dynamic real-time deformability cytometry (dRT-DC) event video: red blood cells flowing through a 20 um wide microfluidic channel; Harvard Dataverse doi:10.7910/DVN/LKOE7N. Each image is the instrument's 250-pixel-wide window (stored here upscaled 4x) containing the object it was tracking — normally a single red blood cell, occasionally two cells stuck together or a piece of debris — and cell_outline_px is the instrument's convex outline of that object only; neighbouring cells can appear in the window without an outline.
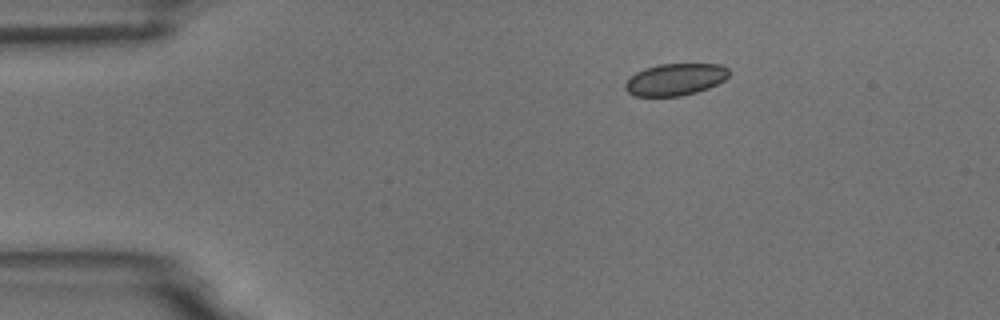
{"species": "common noctule bat (a hibernating species)", "species_latin": "Nyctalus noctula", "temperature_condition": "room temperature", "stored_images_in_passage": 3, "camera_frame_rate_fps": 3000, "um_per_image_px": 0.085, "animal": {"sex": "male", "body_mass_g": 18.8}, "frame": {"image": 1, "passage_image": 3, "time_ms": 2.333, "image_size_px": [1000, 320], "cell_outline_px": [[728, 76], [724, 80], [708, 88], [696, 92], [680, 96], [636, 96], [628, 92], [624, 88], [624, 84], [636, 72], [644, 68], [660, 64], [720, 64], [728, 68]], "centroid_in_image_um": [57.39, 6.75], "position_along_channel_um": 27.6, "area_um2": 19.19}}